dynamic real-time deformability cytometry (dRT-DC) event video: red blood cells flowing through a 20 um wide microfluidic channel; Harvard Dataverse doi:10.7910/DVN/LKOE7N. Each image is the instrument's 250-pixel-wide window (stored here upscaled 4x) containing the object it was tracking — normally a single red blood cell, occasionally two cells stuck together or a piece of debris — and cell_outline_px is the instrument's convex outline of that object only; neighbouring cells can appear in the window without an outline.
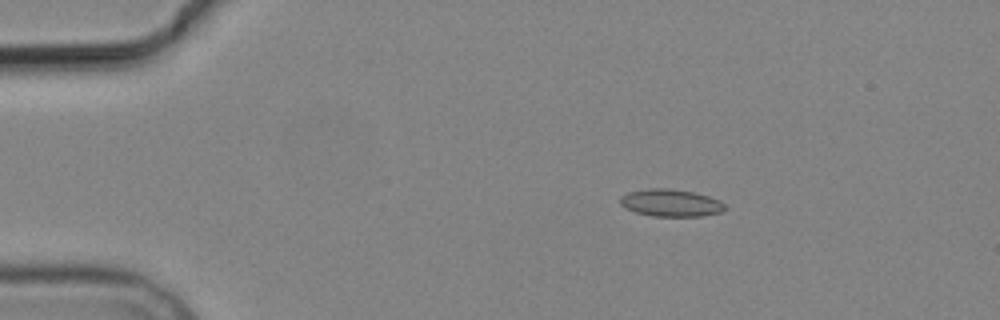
{"species": "common noctule bat (a hibernating species)", "species_latin": "Nyctalus noctula", "temperature_condition": "cold", "stored_images_in_passage": 4, "camera_frame_rate_fps": 3000, "um_per_image_px": 0.085, "animal": {"sex": "male", "body_mass_g": 19.2, "forearm_length_mm": 51.8}, "frame": {"image": 1, "passage_image": 2, "time_ms": 2.0, "image_size_px": [1000, 320], "cell_outline_px": [[728, 208], [720, 212], [700, 216], [652, 216], [636, 212], [624, 208], [620, 204], [620, 196], [628, 192], [648, 188], [672, 188], [692, 192], [708, 196], [720, 200]], "centroid_in_image_um": [57.0, 17.24], "position_along_channel_um": 28.0, "area_um2": 16.76}}